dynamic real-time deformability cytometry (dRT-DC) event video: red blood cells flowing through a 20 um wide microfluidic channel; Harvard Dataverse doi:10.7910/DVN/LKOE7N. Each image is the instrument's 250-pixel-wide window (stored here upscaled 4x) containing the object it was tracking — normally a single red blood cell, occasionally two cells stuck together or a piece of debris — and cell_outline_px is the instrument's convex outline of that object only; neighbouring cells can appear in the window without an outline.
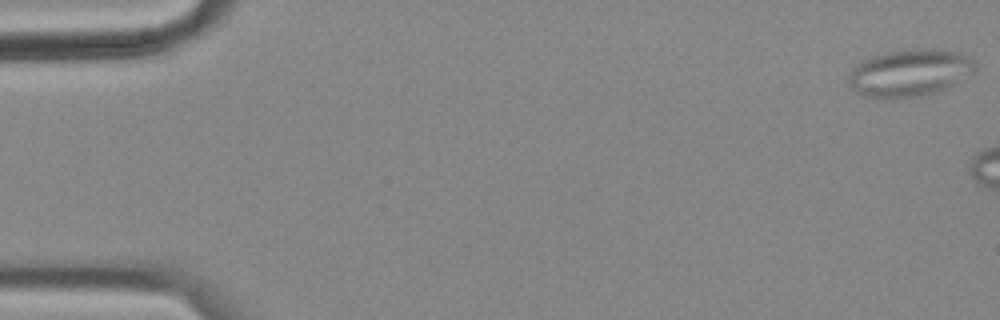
{"species": "common noctule bat (a hibernating species)", "species_latin": "Nyctalus noctula", "temperature_condition": "cold", "stored_images_in_passage": 21, "camera_frame_rate_fps": 3000, "um_per_image_px": 0.085, "animal": {"sex": "female", "body_mass_g": 18.4}, "frame": {"image": 1, "passage_image": 1, "time_ms": 0.0, "image_size_px": [1000, 320], "cell_outline_px": [[976, 72], [948, 88], [924, 96], [864, 96], [856, 92], [848, 84], [848, 72], [856, 64], [864, 60], [888, 52], [924, 48], [936, 48], [960, 52], [972, 60], [976, 64]], "centroid_in_image_um": [77.37, 6.17], "position_along_channel_um": 7.6, "area_um2": 34.56}}